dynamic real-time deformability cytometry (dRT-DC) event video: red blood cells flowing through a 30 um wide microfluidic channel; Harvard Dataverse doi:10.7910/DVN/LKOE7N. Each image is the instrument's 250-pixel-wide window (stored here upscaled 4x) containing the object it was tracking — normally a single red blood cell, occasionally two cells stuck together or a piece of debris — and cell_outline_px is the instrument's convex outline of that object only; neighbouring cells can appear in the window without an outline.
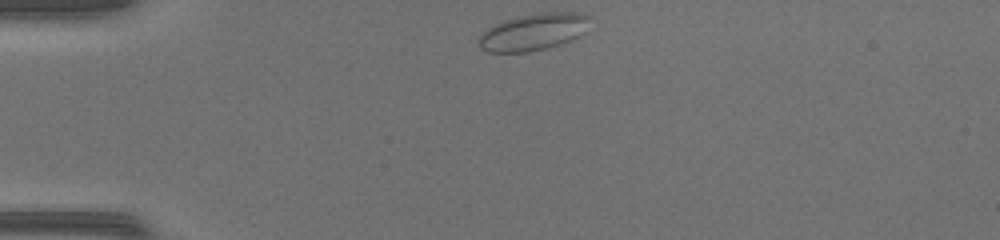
{"species": "common noctule bat (a hibernating species)", "species_latin": "Nyctalus noctula", "temperature_condition": "warm", "stored_images_in_passage": 38, "camera_frame_rate_fps": 3000, "um_per_image_px": 0.085, "animal": {"sex": "female", "body_mass_g": 17.0, "forearm_length_mm": 48.0}, "frame": {"image": 1, "passage_image": 1, "time_ms": 0.0, "image_size_px": [1000, 240], "cell_outline_px": [[592, 16], [584, 32], [572, 40], [544, 48], [528, 52], [488, 52], [480, 48], [480, 36], [488, 28], [504, 20], [516, 16], [540, 12], [576, 12]], "centroid_in_image_um": [45.37, 2.69], "position_along_channel_um": 39.6, "area_um2": 23.76}}
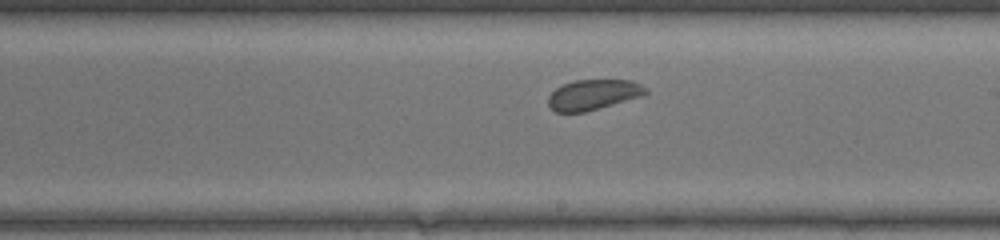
{"frame": {"image": 2, "passage_image": 18, "time_ms": 5.667, "image_size_px": [1000, 240], "cell_outline_px": [[648, 92], [644, 96], [584, 112], [556, 112], [548, 104], [548, 96], [556, 88], [564, 84], [576, 80], [632, 80], [648, 88]], "centroid_in_image_um": [50.46, 8.04], "position_along_channel_um": 238.5, "area_um2": 17.22}}
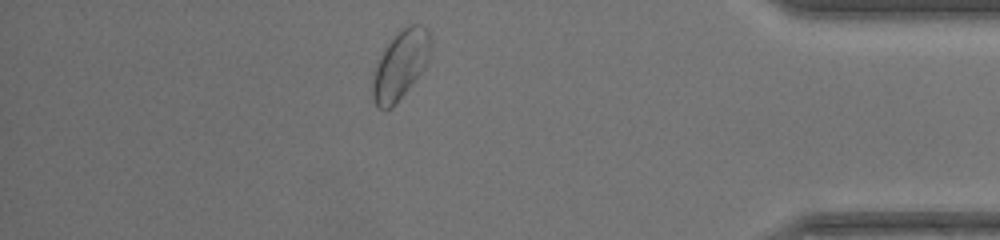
{"frame": {"image": 3, "passage_image": 32, "time_ms": 10.333, "image_size_px": [1000, 240], "cell_outline_px": [[432, 44], [428, 60], [424, 68], [392, 108], [376, 108], [372, 96], [372, 84], [376, 64], [380, 56], [392, 36], [400, 28], [408, 24], [420, 24], [428, 28], [432, 40]], "centroid_in_image_um": [34.05, 5.45], "position_along_channel_um": 401.2, "area_um2": 23.35}, "authors_computed_cell_mechanics": {"area_um2": 18.6405, "velocity_mm_per_s": 4.2406, "shape_relaxation_time_tau1_ms": null, "shape_relaxation_time_tau2_ms": 0.6707, "deformation_change_tau1": null, "deformation_change_tau2": 0.0569}}